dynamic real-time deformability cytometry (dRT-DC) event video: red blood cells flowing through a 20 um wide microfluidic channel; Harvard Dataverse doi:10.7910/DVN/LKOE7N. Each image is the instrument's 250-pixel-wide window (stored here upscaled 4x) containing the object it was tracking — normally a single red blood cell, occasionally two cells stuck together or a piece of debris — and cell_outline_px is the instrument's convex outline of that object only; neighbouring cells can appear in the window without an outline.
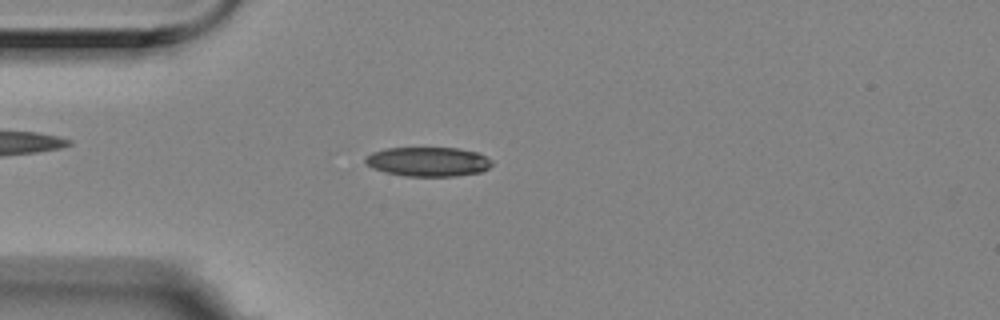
{"species": "Egyptian fruit bat (a non-hibernating species)", "species_latin": "Rousettus aegyptiacus", "temperature_condition": "room temperature", "stored_images_in_passage": 2, "camera_frame_rate_fps": 3000, "um_per_image_px": 0.085, "animal": {"sex": "female"}, "frame": {"image": 1, "passage_image": 2, "time_ms": 0.333, "image_size_px": [1000, 320], "cell_outline_px": [[492, 164], [488, 168], [480, 172], [456, 176], [404, 176], [384, 172], [372, 168], [364, 160], [364, 156], [372, 152], [384, 148], [460, 148], [476, 152], [492, 160]], "centroid_in_image_um": [36.35, 13.74], "position_along_channel_um": 48.6, "area_um2": 21.73}}